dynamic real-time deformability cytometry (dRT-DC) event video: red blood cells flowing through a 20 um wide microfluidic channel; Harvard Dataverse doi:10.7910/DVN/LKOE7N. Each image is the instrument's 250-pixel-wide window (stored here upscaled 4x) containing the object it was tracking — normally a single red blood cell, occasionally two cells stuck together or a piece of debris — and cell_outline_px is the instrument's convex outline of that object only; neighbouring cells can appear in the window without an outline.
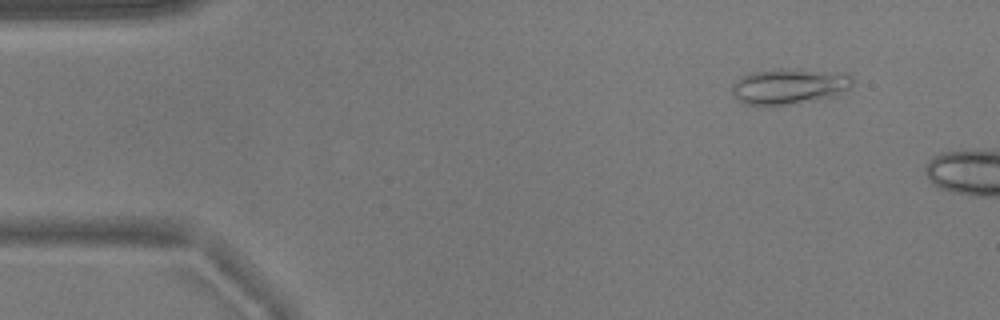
{"species": "common noctule bat (a hibernating species)", "species_latin": "Nyctalus noctula", "temperature_condition": "warm", "stored_images_in_passage": 8, "camera_frame_rate_fps": 3000, "um_per_image_px": 0.085, "animal": {"sex": "male", "body_mass_g": 17.9}, "frame": {"image": 1, "passage_image": 4, "time_ms": 1.0, "image_size_px": [1000, 320], "cell_outline_px": [[856, 80], [848, 88], [836, 96], [816, 100], [788, 104], [756, 108], [744, 104], [736, 100], [732, 96], [732, 84], [736, 80], [752, 72], [780, 68], [792, 68], [848, 72]], "centroid_in_image_um": [67.08, 7.34], "position_along_channel_um": 17.9, "area_um2": 26.13}}